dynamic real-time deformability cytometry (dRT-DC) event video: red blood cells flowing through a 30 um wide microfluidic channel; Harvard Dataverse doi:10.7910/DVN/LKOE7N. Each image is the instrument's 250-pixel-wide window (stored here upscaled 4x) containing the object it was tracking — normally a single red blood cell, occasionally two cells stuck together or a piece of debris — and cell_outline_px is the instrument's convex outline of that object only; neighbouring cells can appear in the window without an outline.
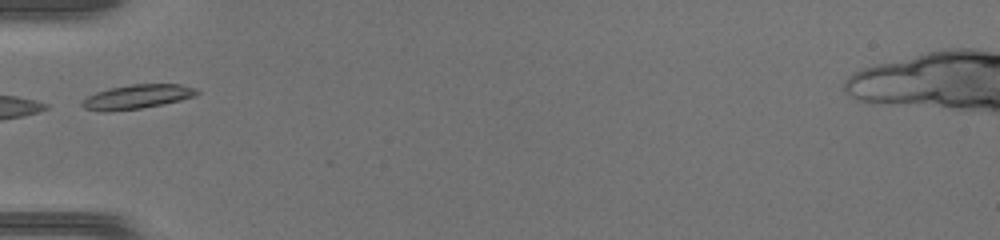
{"species": "common noctule bat (a hibernating species)", "species_latin": "Nyctalus noctula", "temperature_condition": "warm", "stored_images_in_passage": 12, "camera_frame_rate_fps": 3000, "um_per_image_px": 0.085, "animal": {"sex": "female", "body_mass_g": 17.0, "forearm_length_mm": 48.0}, "frame": {"image": 1, "passage_image": 1, "time_ms": 0.0, "image_size_px": [1000, 240], "cell_outline_px": [[200, 92], [196, 96], [164, 104], [140, 108], [108, 112], [104, 112], [84, 108], [80, 104], [88, 96], [96, 92], [112, 88], [132, 84], [180, 84], [196, 88]], "centroid_in_image_um": [11.69, 8.22], "position_along_channel_um": 73.3, "area_um2": 16.13}}